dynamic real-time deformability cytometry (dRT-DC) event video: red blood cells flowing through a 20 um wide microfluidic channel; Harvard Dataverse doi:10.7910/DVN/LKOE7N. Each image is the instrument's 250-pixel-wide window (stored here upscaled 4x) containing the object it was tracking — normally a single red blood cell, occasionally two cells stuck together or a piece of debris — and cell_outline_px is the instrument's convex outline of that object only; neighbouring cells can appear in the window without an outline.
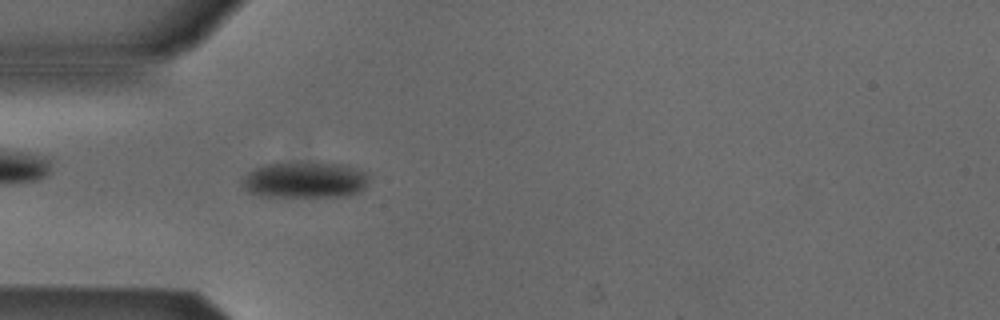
{"species": "Egyptian fruit bat (a non-hibernating species)", "species_latin": "Rousettus aegyptiacus", "temperature_condition": "cold", "stored_images_in_passage": 52, "camera_frame_rate_fps": 3000, "um_per_image_px": 0.085, "animal": {"sex": "male"}, "frame": {"image": 1, "passage_image": 15, "time_ms": 4.667, "image_size_px": [1000, 320], "cell_outline_px": [[368, 180], [364, 188], [360, 192], [348, 196], [260, 196], [248, 192], [244, 188], [240, 180], [248, 172], [256, 168], [268, 164], [348, 164], [364, 172], [368, 176]], "centroid_in_image_um": [25.92, 15.32], "position_along_channel_um": 59.1, "area_um2": 26.24}}
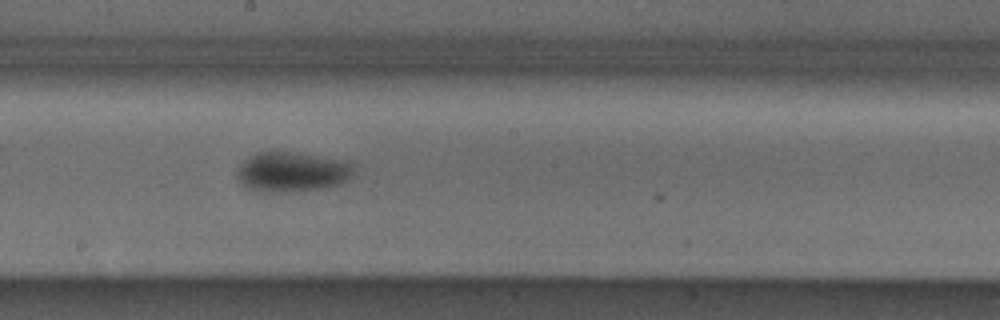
{"frame": {"image": 2, "passage_image": 28, "time_ms": 9.0, "image_size_px": [1000, 320], "cell_outline_px": [[352, 172], [344, 184], [328, 188], [288, 192], [264, 192], [248, 188], [236, 176], [244, 160], [256, 152], [292, 152], [344, 160], [352, 164]], "centroid_in_image_um": [24.85, 14.63], "position_along_channel_um": 223.3, "area_um2": 26.99}}
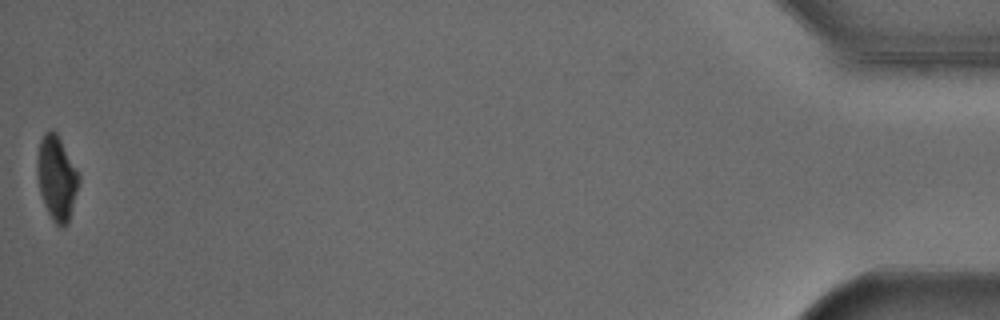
{"frame": {"image": 3, "passage_image": 52, "time_ms": 17.0, "image_size_px": [1000, 320], "cell_outline_px": [[80, 180], [68, 224], [64, 228], [60, 228], [52, 220], [44, 204], [40, 192], [36, 172], [36, 164], [40, 140], [44, 132], [52, 128], [56, 132], [80, 176]], "centroid_in_image_um": [4.81, 15.14], "position_along_channel_um": 430.4, "area_um2": 20.52}, "authors_computed_cell_mechanics": {"area_um2": 25.3742, "velocity_mm_per_s": 3.8658, "shape_relaxation_time_tau1_ms": 1.9711, "shape_relaxation_time_tau2_ms": null, "deformation_change_tau1": 0.0619, "deformation_change_tau2": null}}